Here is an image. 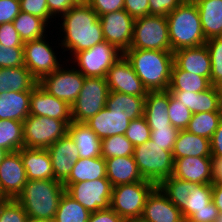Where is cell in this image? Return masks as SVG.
Listing matches in <instances>:
<instances>
[{"label":"cell","mask_w":222,"mask_h":222,"mask_svg":"<svg viewBox=\"0 0 222 222\" xmlns=\"http://www.w3.org/2000/svg\"><path fill=\"white\" fill-rule=\"evenodd\" d=\"M0 44L10 48L23 47L24 43L12 22L0 24Z\"/></svg>","instance_id":"cell-49"},{"label":"cell","mask_w":222,"mask_h":222,"mask_svg":"<svg viewBox=\"0 0 222 222\" xmlns=\"http://www.w3.org/2000/svg\"><path fill=\"white\" fill-rule=\"evenodd\" d=\"M124 10L134 19L149 15V0H124Z\"/></svg>","instance_id":"cell-53"},{"label":"cell","mask_w":222,"mask_h":222,"mask_svg":"<svg viewBox=\"0 0 222 222\" xmlns=\"http://www.w3.org/2000/svg\"><path fill=\"white\" fill-rule=\"evenodd\" d=\"M156 186L151 181H139L114 186L110 208L125 221L141 217L147 197Z\"/></svg>","instance_id":"cell-6"},{"label":"cell","mask_w":222,"mask_h":222,"mask_svg":"<svg viewBox=\"0 0 222 222\" xmlns=\"http://www.w3.org/2000/svg\"><path fill=\"white\" fill-rule=\"evenodd\" d=\"M168 114L172 126L185 130L193 113L169 92Z\"/></svg>","instance_id":"cell-43"},{"label":"cell","mask_w":222,"mask_h":222,"mask_svg":"<svg viewBox=\"0 0 222 222\" xmlns=\"http://www.w3.org/2000/svg\"><path fill=\"white\" fill-rule=\"evenodd\" d=\"M169 91H148L145 97V109L143 117L150 128L174 127L171 125L169 114Z\"/></svg>","instance_id":"cell-25"},{"label":"cell","mask_w":222,"mask_h":222,"mask_svg":"<svg viewBox=\"0 0 222 222\" xmlns=\"http://www.w3.org/2000/svg\"><path fill=\"white\" fill-rule=\"evenodd\" d=\"M211 156L222 157V120L210 139Z\"/></svg>","instance_id":"cell-57"},{"label":"cell","mask_w":222,"mask_h":222,"mask_svg":"<svg viewBox=\"0 0 222 222\" xmlns=\"http://www.w3.org/2000/svg\"><path fill=\"white\" fill-rule=\"evenodd\" d=\"M12 23L23 43L45 37L46 32H48L46 30L50 27L43 19L23 11Z\"/></svg>","instance_id":"cell-35"},{"label":"cell","mask_w":222,"mask_h":222,"mask_svg":"<svg viewBox=\"0 0 222 222\" xmlns=\"http://www.w3.org/2000/svg\"><path fill=\"white\" fill-rule=\"evenodd\" d=\"M106 176L112 186L148 181L141 176L134 156L112 157L105 160Z\"/></svg>","instance_id":"cell-26"},{"label":"cell","mask_w":222,"mask_h":222,"mask_svg":"<svg viewBox=\"0 0 222 222\" xmlns=\"http://www.w3.org/2000/svg\"><path fill=\"white\" fill-rule=\"evenodd\" d=\"M127 115H119L104 107L85 124L100 138L124 135L130 124Z\"/></svg>","instance_id":"cell-24"},{"label":"cell","mask_w":222,"mask_h":222,"mask_svg":"<svg viewBox=\"0 0 222 222\" xmlns=\"http://www.w3.org/2000/svg\"><path fill=\"white\" fill-rule=\"evenodd\" d=\"M106 79L110 91L139 97H146L148 93L124 55L108 70Z\"/></svg>","instance_id":"cell-15"},{"label":"cell","mask_w":222,"mask_h":222,"mask_svg":"<svg viewBox=\"0 0 222 222\" xmlns=\"http://www.w3.org/2000/svg\"><path fill=\"white\" fill-rule=\"evenodd\" d=\"M206 40L222 36V0H194Z\"/></svg>","instance_id":"cell-31"},{"label":"cell","mask_w":222,"mask_h":222,"mask_svg":"<svg viewBox=\"0 0 222 222\" xmlns=\"http://www.w3.org/2000/svg\"><path fill=\"white\" fill-rule=\"evenodd\" d=\"M104 40L121 52L130 49L135 19L124 9L99 16Z\"/></svg>","instance_id":"cell-14"},{"label":"cell","mask_w":222,"mask_h":222,"mask_svg":"<svg viewBox=\"0 0 222 222\" xmlns=\"http://www.w3.org/2000/svg\"><path fill=\"white\" fill-rule=\"evenodd\" d=\"M68 133L79 151V158L101 156V139L85 123L72 121L68 125Z\"/></svg>","instance_id":"cell-29"},{"label":"cell","mask_w":222,"mask_h":222,"mask_svg":"<svg viewBox=\"0 0 222 222\" xmlns=\"http://www.w3.org/2000/svg\"><path fill=\"white\" fill-rule=\"evenodd\" d=\"M211 58V85L222 86V36L210 38L205 43Z\"/></svg>","instance_id":"cell-42"},{"label":"cell","mask_w":222,"mask_h":222,"mask_svg":"<svg viewBox=\"0 0 222 222\" xmlns=\"http://www.w3.org/2000/svg\"><path fill=\"white\" fill-rule=\"evenodd\" d=\"M141 217L149 222H183L181 210L156 186L147 197Z\"/></svg>","instance_id":"cell-19"},{"label":"cell","mask_w":222,"mask_h":222,"mask_svg":"<svg viewBox=\"0 0 222 222\" xmlns=\"http://www.w3.org/2000/svg\"><path fill=\"white\" fill-rule=\"evenodd\" d=\"M31 91L0 93V119L23 122L30 114Z\"/></svg>","instance_id":"cell-27"},{"label":"cell","mask_w":222,"mask_h":222,"mask_svg":"<svg viewBox=\"0 0 222 222\" xmlns=\"http://www.w3.org/2000/svg\"><path fill=\"white\" fill-rule=\"evenodd\" d=\"M179 131L180 130L175 127L151 128L150 139L155 144L161 146V149L172 151Z\"/></svg>","instance_id":"cell-46"},{"label":"cell","mask_w":222,"mask_h":222,"mask_svg":"<svg viewBox=\"0 0 222 222\" xmlns=\"http://www.w3.org/2000/svg\"><path fill=\"white\" fill-rule=\"evenodd\" d=\"M185 0H149V15L167 16Z\"/></svg>","instance_id":"cell-51"},{"label":"cell","mask_w":222,"mask_h":222,"mask_svg":"<svg viewBox=\"0 0 222 222\" xmlns=\"http://www.w3.org/2000/svg\"><path fill=\"white\" fill-rule=\"evenodd\" d=\"M39 81L25 67L0 68V93L32 91Z\"/></svg>","instance_id":"cell-32"},{"label":"cell","mask_w":222,"mask_h":222,"mask_svg":"<svg viewBox=\"0 0 222 222\" xmlns=\"http://www.w3.org/2000/svg\"><path fill=\"white\" fill-rule=\"evenodd\" d=\"M105 107L115 114L127 115L128 119L135 120L144 115L145 97L110 91Z\"/></svg>","instance_id":"cell-33"},{"label":"cell","mask_w":222,"mask_h":222,"mask_svg":"<svg viewBox=\"0 0 222 222\" xmlns=\"http://www.w3.org/2000/svg\"><path fill=\"white\" fill-rule=\"evenodd\" d=\"M212 184H222V157L211 156Z\"/></svg>","instance_id":"cell-58"},{"label":"cell","mask_w":222,"mask_h":222,"mask_svg":"<svg viewBox=\"0 0 222 222\" xmlns=\"http://www.w3.org/2000/svg\"><path fill=\"white\" fill-rule=\"evenodd\" d=\"M0 147L8 152L19 151L24 147L23 122L0 119Z\"/></svg>","instance_id":"cell-39"},{"label":"cell","mask_w":222,"mask_h":222,"mask_svg":"<svg viewBox=\"0 0 222 222\" xmlns=\"http://www.w3.org/2000/svg\"><path fill=\"white\" fill-rule=\"evenodd\" d=\"M134 145L125 135H113L101 139V156L106 160L112 157L133 156Z\"/></svg>","instance_id":"cell-41"},{"label":"cell","mask_w":222,"mask_h":222,"mask_svg":"<svg viewBox=\"0 0 222 222\" xmlns=\"http://www.w3.org/2000/svg\"><path fill=\"white\" fill-rule=\"evenodd\" d=\"M106 176V162L100 157L93 158H78V161L73 165V169L69 177L63 182L65 189L71 184L85 181H94Z\"/></svg>","instance_id":"cell-30"},{"label":"cell","mask_w":222,"mask_h":222,"mask_svg":"<svg viewBox=\"0 0 222 222\" xmlns=\"http://www.w3.org/2000/svg\"><path fill=\"white\" fill-rule=\"evenodd\" d=\"M219 214L213 201L207 205V209L192 214L187 220L190 222H214Z\"/></svg>","instance_id":"cell-56"},{"label":"cell","mask_w":222,"mask_h":222,"mask_svg":"<svg viewBox=\"0 0 222 222\" xmlns=\"http://www.w3.org/2000/svg\"><path fill=\"white\" fill-rule=\"evenodd\" d=\"M26 222H55L54 219H37L28 217Z\"/></svg>","instance_id":"cell-60"},{"label":"cell","mask_w":222,"mask_h":222,"mask_svg":"<svg viewBox=\"0 0 222 222\" xmlns=\"http://www.w3.org/2000/svg\"><path fill=\"white\" fill-rule=\"evenodd\" d=\"M68 132L63 120L30 115L23 121L24 147L48 149Z\"/></svg>","instance_id":"cell-9"},{"label":"cell","mask_w":222,"mask_h":222,"mask_svg":"<svg viewBox=\"0 0 222 222\" xmlns=\"http://www.w3.org/2000/svg\"><path fill=\"white\" fill-rule=\"evenodd\" d=\"M222 120V112H200L192 114L185 130L206 139H211Z\"/></svg>","instance_id":"cell-38"},{"label":"cell","mask_w":222,"mask_h":222,"mask_svg":"<svg viewBox=\"0 0 222 222\" xmlns=\"http://www.w3.org/2000/svg\"><path fill=\"white\" fill-rule=\"evenodd\" d=\"M214 222H222V213H219Z\"/></svg>","instance_id":"cell-63"},{"label":"cell","mask_w":222,"mask_h":222,"mask_svg":"<svg viewBox=\"0 0 222 222\" xmlns=\"http://www.w3.org/2000/svg\"><path fill=\"white\" fill-rule=\"evenodd\" d=\"M19 152L28 180L54 179L53 166L47 149L23 147Z\"/></svg>","instance_id":"cell-23"},{"label":"cell","mask_w":222,"mask_h":222,"mask_svg":"<svg viewBox=\"0 0 222 222\" xmlns=\"http://www.w3.org/2000/svg\"><path fill=\"white\" fill-rule=\"evenodd\" d=\"M109 87L105 77H85L76 101L71 105L72 121L85 123L106 106Z\"/></svg>","instance_id":"cell-8"},{"label":"cell","mask_w":222,"mask_h":222,"mask_svg":"<svg viewBox=\"0 0 222 222\" xmlns=\"http://www.w3.org/2000/svg\"><path fill=\"white\" fill-rule=\"evenodd\" d=\"M113 186L107 178L71 184L66 192L90 213L110 207Z\"/></svg>","instance_id":"cell-13"},{"label":"cell","mask_w":222,"mask_h":222,"mask_svg":"<svg viewBox=\"0 0 222 222\" xmlns=\"http://www.w3.org/2000/svg\"><path fill=\"white\" fill-rule=\"evenodd\" d=\"M123 56L116 46L103 41L73 57V64L85 77H105L113 64ZM76 62V63H75ZM78 66V68H77Z\"/></svg>","instance_id":"cell-10"},{"label":"cell","mask_w":222,"mask_h":222,"mask_svg":"<svg viewBox=\"0 0 222 222\" xmlns=\"http://www.w3.org/2000/svg\"><path fill=\"white\" fill-rule=\"evenodd\" d=\"M210 86L211 83L206 77L180 70L175 64H173L168 91L199 93L205 91Z\"/></svg>","instance_id":"cell-34"},{"label":"cell","mask_w":222,"mask_h":222,"mask_svg":"<svg viewBox=\"0 0 222 222\" xmlns=\"http://www.w3.org/2000/svg\"><path fill=\"white\" fill-rule=\"evenodd\" d=\"M183 106L193 114L200 112H222V97L220 87L211 85L205 91H169Z\"/></svg>","instance_id":"cell-20"},{"label":"cell","mask_w":222,"mask_h":222,"mask_svg":"<svg viewBox=\"0 0 222 222\" xmlns=\"http://www.w3.org/2000/svg\"><path fill=\"white\" fill-rule=\"evenodd\" d=\"M28 181L19 151L9 152L0 164V189L6 199H16Z\"/></svg>","instance_id":"cell-16"},{"label":"cell","mask_w":222,"mask_h":222,"mask_svg":"<svg viewBox=\"0 0 222 222\" xmlns=\"http://www.w3.org/2000/svg\"><path fill=\"white\" fill-rule=\"evenodd\" d=\"M197 185V183L171 176L164 179L158 186L167 195L168 199L182 210L186 206L190 191L194 190Z\"/></svg>","instance_id":"cell-36"},{"label":"cell","mask_w":222,"mask_h":222,"mask_svg":"<svg viewBox=\"0 0 222 222\" xmlns=\"http://www.w3.org/2000/svg\"><path fill=\"white\" fill-rule=\"evenodd\" d=\"M28 215L16 199H6L0 207V222H26Z\"/></svg>","instance_id":"cell-45"},{"label":"cell","mask_w":222,"mask_h":222,"mask_svg":"<svg viewBox=\"0 0 222 222\" xmlns=\"http://www.w3.org/2000/svg\"><path fill=\"white\" fill-rule=\"evenodd\" d=\"M172 176L197 184H212L211 157L174 159Z\"/></svg>","instance_id":"cell-22"},{"label":"cell","mask_w":222,"mask_h":222,"mask_svg":"<svg viewBox=\"0 0 222 222\" xmlns=\"http://www.w3.org/2000/svg\"><path fill=\"white\" fill-rule=\"evenodd\" d=\"M30 115L63 120L67 125L72 122L71 106L52 96L39 83L31 91Z\"/></svg>","instance_id":"cell-17"},{"label":"cell","mask_w":222,"mask_h":222,"mask_svg":"<svg viewBox=\"0 0 222 222\" xmlns=\"http://www.w3.org/2000/svg\"><path fill=\"white\" fill-rule=\"evenodd\" d=\"M90 212L66 191L62 195L57 208L55 222H88Z\"/></svg>","instance_id":"cell-37"},{"label":"cell","mask_w":222,"mask_h":222,"mask_svg":"<svg viewBox=\"0 0 222 222\" xmlns=\"http://www.w3.org/2000/svg\"><path fill=\"white\" fill-rule=\"evenodd\" d=\"M134 159L143 179L157 186L173 174L174 159L172 151L161 149L151 139L134 147Z\"/></svg>","instance_id":"cell-5"},{"label":"cell","mask_w":222,"mask_h":222,"mask_svg":"<svg viewBox=\"0 0 222 222\" xmlns=\"http://www.w3.org/2000/svg\"><path fill=\"white\" fill-rule=\"evenodd\" d=\"M61 49L69 51L71 56L90 49L104 40L99 16L86 1H80L60 17Z\"/></svg>","instance_id":"cell-1"},{"label":"cell","mask_w":222,"mask_h":222,"mask_svg":"<svg viewBox=\"0 0 222 222\" xmlns=\"http://www.w3.org/2000/svg\"><path fill=\"white\" fill-rule=\"evenodd\" d=\"M174 64L180 69L206 77L211 83V58L205 44L173 52Z\"/></svg>","instance_id":"cell-21"},{"label":"cell","mask_w":222,"mask_h":222,"mask_svg":"<svg viewBox=\"0 0 222 222\" xmlns=\"http://www.w3.org/2000/svg\"><path fill=\"white\" fill-rule=\"evenodd\" d=\"M47 35L43 38L24 42V66L40 81L45 75L57 70L61 65V58L50 46ZM60 60V62L58 61Z\"/></svg>","instance_id":"cell-12"},{"label":"cell","mask_w":222,"mask_h":222,"mask_svg":"<svg viewBox=\"0 0 222 222\" xmlns=\"http://www.w3.org/2000/svg\"><path fill=\"white\" fill-rule=\"evenodd\" d=\"M24 66L23 47H5L0 44V68Z\"/></svg>","instance_id":"cell-47"},{"label":"cell","mask_w":222,"mask_h":222,"mask_svg":"<svg viewBox=\"0 0 222 222\" xmlns=\"http://www.w3.org/2000/svg\"><path fill=\"white\" fill-rule=\"evenodd\" d=\"M88 222H126V221L109 207L107 209H100L99 211L92 212L89 216Z\"/></svg>","instance_id":"cell-55"},{"label":"cell","mask_w":222,"mask_h":222,"mask_svg":"<svg viewBox=\"0 0 222 222\" xmlns=\"http://www.w3.org/2000/svg\"><path fill=\"white\" fill-rule=\"evenodd\" d=\"M54 171V180L64 182L78 161V150L73 138L67 132L48 149Z\"/></svg>","instance_id":"cell-18"},{"label":"cell","mask_w":222,"mask_h":222,"mask_svg":"<svg viewBox=\"0 0 222 222\" xmlns=\"http://www.w3.org/2000/svg\"><path fill=\"white\" fill-rule=\"evenodd\" d=\"M126 222H149V221L143 219L142 217H137V218L129 219Z\"/></svg>","instance_id":"cell-62"},{"label":"cell","mask_w":222,"mask_h":222,"mask_svg":"<svg viewBox=\"0 0 222 222\" xmlns=\"http://www.w3.org/2000/svg\"><path fill=\"white\" fill-rule=\"evenodd\" d=\"M125 137L134 145L144 144L151 137V128L149 127L144 117L131 120L128 129L125 132Z\"/></svg>","instance_id":"cell-44"},{"label":"cell","mask_w":222,"mask_h":222,"mask_svg":"<svg viewBox=\"0 0 222 222\" xmlns=\"http://www.w3.org/2000/svg\"><path fill=\"white\" fill-rule=\"evenodd\" d=\"M212 201V184H198L190 191L186 206L181 210L184 220H187L195 212L207 209Z\"/></svg>","instance_id":"cell-40"},{"label":"cell","mask_w":222,"mask_h":222,"mask_svg":"<svg viewBox=\"0 0 222 222\" xmlns=\"http://www.w3.org/2000/svg\"><path fill=\"white\" fill-rule=\"evenodd\" d=\"M20 10L43 19L48 25L53 18L48 10L47 0H19Z\"/></svg>","instance_id":"cell-48"},{"label":"cell","mask_w":222,"mask_h":222,"mask_svg":"<svg viewBox=\"0 0 222 222\" xmlns=\"http://www.w3.org/2000/svg\"><path fill=\"white\" fill-rule=\"evenodd\" d=\"M130 49L171 51L167 17L148 15L135 19Z\"/></svg>","instance_id":"cell-7"},{"label":"cell","mask_w":222,"mask_h":222,"mask_svg":"<svg viewBox=\"0 0 222 222\" xmlns=\"http://www.w3.org/2000/svg\"><path fill=\"white\" fill-rule=\"evenodd\" d=\"M9 152L5 150L4 148L0 147V164L3 161L4 157L8 154Z\"/></svg>","instance_id":"cell-61"},{"label":"cell","mask_w":222,"mask_h":222,"mask_svg":"<svg viewBox=\"0 0 222 222\" xmlns=\"http://www.w3.org/2000/svg\"><path fill=\"white\" fill-rule=\"evenodd\" d=\"M20 12L19 0H0V24L12 22Z\"/></svg>","instance_id":"cell-52"},{"label":"cell","mask_w":222,"mask_h":222,"mask_svg":"<svg viewBox=\"0 0 222 222\" xmlns=\"http://www.w3.org/2000/svg\"><path fill=\"white\" fill-rule=\"evenodd\" d=\"M86 2L98 16L124 9V0H86Z\"/></svg>","instance_id":"cell-50"},{"label":"cell","mask_w":222,"mask_h":222,"mask_svg":"<svg viewBox=\"0 0 222 222\" xmlns=\"http://www.w3.org/2000/svg\"><path fill=\"white\" fill-rule=\"evenodd\" d=\"M65 191L63 183L58 180H28L16 200L28 217L54 219Z\"/></svg>","instance_id":"cell-3"},{"label":"cell","mask_w":222,"mask_h":222,"mask_svg":"<svg viewBox=\"0 0 222 222\" xmlns=\"http://www.w3.org/2000/svg\"><path fill=\"white\" fill-rule=\"evenodd\" d=\"M70 68L67 64L61 65L57 70L45 75L39 84L52 96L64 100L71 106L79 96L85 76L72 65Z\"/></svg>","instance_id":"cell-11"},{"label":"cell","mask_w":222,"mask_h":222,"mask_svg":"<svg viewBox=\"0 0 222 222\" xmlns=\"http://www.w3.org/2000/svg\"><path fill=\"white\" fill-rule=\"evenodd\" d=\"M80 0H47V6L50 15L58 19L60 16L64 15L71 7L78 4Z\"/></svg>","instance_id":"cell-54"},{"label":"cell","mask_w":222,"mask_h":222,"mask_svg":"<svg viewBox=\"0 0 222 222\" xmlns=\"http://www.w3.org/2000/svg\"><path fill=\"white\" fill-rule=\"evenodd\" d=\"M212 201L219 213H222V184H212Z\"/></svg>","instance_id":"cell-59"},{"label":"cell","mask_w":222,"mask_h":222,"mask_svg":"<svg viewBox=\"0 0 222 222\" xmlns=\"http://www.w3.org/2000/svg\"><path fill=\"white\" fill-rule=\"evenodd\" d=\"M166 17L172 52L206 43L198 7L194 0H185Z\"/></svg>","instance_id":"cell-4"},{"label":"cell","mask_w":222,"mask_h":222,"mask_svg":"<svg viewBox=\"0 0 222 222\" xmlns=\"http://www.w3.org/2000/svg\"><path fill=\"white\" fill-rule=\"evenodd\" d=\"M123 55L148 91L168 90L174 64L172 51L128 49Z\"/></svg>","instance_id":"cell-2"},{"label":"cell","mask_w":222,"mask_h":222,"mask_svg":"<svg viewBox=\"0 0 222 222\" xmlns=\"http://www.w3.org/2000/svg\"><path fill=\"white\" fill-rule=\"evenodd\" d=\"M5 200H6L5 197H0V207H1L2 203H3Z\"/></svg>","instance_id":"cell-64"},{"label":"cell","mask_w":222,"mask_h":222,"mask_svg":"<svg viewBox=\"0 0 222 222\" xmlns=\"http://www.w3.org/2000/svg\"><path fill=\"white\" fill-rule=\"evenodd\" d=\"M173 159L182 157H211L210 140L199 135L180 130L172 150Z\"/></svg>","instance_id":"cell-28"}]
</instances>
